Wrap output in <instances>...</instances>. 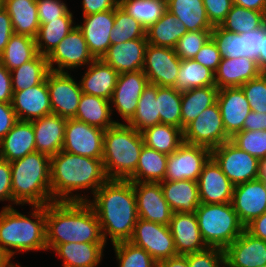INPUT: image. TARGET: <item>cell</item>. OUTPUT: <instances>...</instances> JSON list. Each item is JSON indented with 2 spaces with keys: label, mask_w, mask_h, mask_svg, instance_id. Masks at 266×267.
<instances>
[{
  "label": "cell",
  "mask_w": 266,
  "mask_h": 267,
  "mask_svg": "<svg viewBox=\"0 0 266 267\" xmlns=\"http://www.w3.org/2000/svg\"><path fill=\"white\" fill-rule=\"evenodd\" d=\"M94 209L104 242L129 241L138 220L132 181L108 179L87 201Z\"/></svg>",
  "instance_id": "1"
},
{
  "label": "cell",
  "mask_w": 266,
  "mask_h": 267,
  "mask_svg": "<svg viewBox=\"0 0 266 267\" xmlns=\"http://www.w3.org/2000/svg\"><path fill=\"white\" fill-rule=\"evenodd\" d=\"M107 180L102 159L75 155L64 150L51 157L53 201H88L89 196L76 191L87 189L94 195Z\"/></svg>",
  "instance_id": "2"
},
{
  "label": "cell",
  "mask_w": 266,
  "mask_h": 267,
  "mask_svg": "<svg viewBox=\"0 0 266 267\" xmlns=\"http://www.w3.org/2000/svg\"><path fill=\"white\" fill-rule=\"evenodd\" d=\"M105 243L98 217L87 201H54L46 205V244Z\"/></svg>",
  "instance_id": "3"
},
{
  "label": "cell",
  "mask_w": 266,
  "mask_h": 267,
  "mask_svg": "<svg viewBox=\"0 0 266 267\" xmlns=\"http://www.w3.org/2000/svg\"><path fill=\"white\" fill-rule=\"evenodd\" d=\"M31 210L32 219L14 207L0 211V247L11 259L21 252L47 251L46 205Z\"/></svg>",
  "instance_id": "4"
},
{
  "label": "cell",
  "mask_w": 266,
  "mask_h": 267,
  "mask_svg": "<svg viewBox=\"0 0 266 267\" xmlns=\"http://www.w3.org/2000/svg\"><path fill=\"white\" fill-rule=\"evenodd\" d=\"M14 205L43 206L54 202L51 195V157L38 151L10 162Z\"/></svg>",
  "instance_id": "5"
},
{
  "label": "cell",
  "mask_w": 266,
  "mask_h": 267,
  "mask_svg": "<svg viewBox=\"0 0 266 267\" xmlns=\"http://www.w3.org/2000/svg\"><path fill=\"white\" fill-rule=\"evenodd\" d=\"M143 145L142 133L126 123L106 129L102 161L107 178L128 180L136 171Z\"/></svg>",
  "instance_id": "6"
},
{
  "label": "cell",
  "mask_w": 266,
  "mask_h": 267,
  "mask_svg": "<svg viewBox=\"0 0 266 267\" xmlns=\"http://www.w3.org/2000/svg\"><path fill=\"white\" fill-rule=\"evenodd\" d=\"M195 215L202 239L209 248L225 250L245 230L232 203H200Z\"/></svg>",
  "instance_id": "7"
},
{
  "label": "cell",
  "mask_w": 266,
  "mask_h": 267,
  "mask_svg": "<svg viewBox=\"0 0 266 267\" xmlns=\"http://www.w3.org/2000/svg\"><path fill=\"white\" fill-rule=\"evenodd\" d=\"M211 157L234 185L257 179L259 159L241 150L230 140L211 149Z\"/></svg>",
  "instance_id": "8"
},
{
  "label": "cell",
  "mask_w": 266,
  "mask_h": 267,
  "mask_svg": "<svg viewBox=\"0 0 266 267\" xmlns=\"http://www.w3.org/2000/svg\"><path fill=\"white\" fill-rule=\"evenodd\" d=\"M183 140L191 145L213 149L230 140L226 134L218 103L206 108L183 129Z\"/></svg>",
  "instance_id": "9"
},
{
  "label": "cell",
  "mask_w": 266,
  "mask_h": 267,
  "mask_svg": "<svg viewBox=\"0 0 266 267\" xmlns=\"http://www.w3.org/2000/svg\"><path fill=\"white\" fill-rule=\"evenodd\" d=\"M180 64L181 59L175 53V49L148 43L142 70L149 84L175 87Z\"/></svg>",
  "instance_id": "10"
},
{
  "label": "cell",
  "mask_w": 266,
  "mask_h": 267,
  "mask_svg": "<svg viewBox=\"0 0 266 267\" xmlns=\"http://www.w3.org/2000/svg\"><path fill=\"white\" fill-rule=\"evenodd\" d=\"M129 241L145 249L157 263L177 255L172 234L166 225L138 218Z\"/></svg>",
  "instance_id": "11"
},
{
  "label": "cell",
  "mask_w": 266,
  "mask_h": 267,
  "mask_svg": "<svg viewBox=\"0 0 266 267\" xmlns=\"http://www.w3.org/2000/svg\"><path fill=\"white\" fill-rule=\"evenodd\" d=\"M210 157L211 149L184 142L175 152L168 155L164 180L197 181L203 166Z\"/></svg>",
  "instance_id": "12"
},
{
  "label": "cell",
  "mask_w": 266,
  "mask_h": 267,
  "mask_svg": "<svg viewBox=\"0 0 266 267\" xmlns=\"http://www.w3.org/2000/svg\"><path fill=\"white\" fill-rule=\"evenodd\" d=\"M94 60L77 25L47 56L49 70L55 72H68L85 65L87 67Z\"/></svg>",
  "instance_id": "13"
},
{
  "label": "cell",
  "mask_w": 266,
  "mask_h": 267,
  "mask_svg": "<svg viewBox=\"0 0 266 267\" xmlns=\"http://www.w3.org/2000/svg\"><path fill=\"white\" fill-rule=\"evenodd\" d=\"M104 131L75 118L67 119L62 150L75 155L102 159Z\"/></svg>",
  "instance_id": "14"
},
{
  "label": "cell",
  "mask_w": 266,
  "mask_h": 267,
  "mask_svg": "<svg viewBox=\"0 0 266 267\" xmlns=\"http://www.w3.org/2000/svg\"><path fill=\"white\" fill-rule=\"evenodd\" d=\"M74 80L68 72L50 70L47 74L52 113L65 119L75 118L83 94L80 83Z\"/></svg>",
  "instance_id": "15"
},
{
  "label": "cell",
  "mask_w": 266,
  "mask_h": 267,
  "mask_svg": "<svg viewBox=\"0 0 266 267\" xmlns=\"http://www.w3.org/2000/svg\"><path fill=\"white\" fill-rule=\"evenodd\" d=\"M136 195L138 217L168 226L173 214L164 194L160 182L132 181Z\"/></svg>",
  "instance_id": "16"
},
{
  "label": "cell",
  "mask_w": 266,
  "mask_h": 267,
  "mask_svg": "<svg viewBox=\"0 0 266 267\" xmlns=\"http://www.w3.org/2000/svg\"><path fill=\"white\" fill-rule=\"evenodd\" d=\"M148 84L143 70L118 74L110 104L126 123L134 116L138 100Z\"/></svg>",
  "instance_id": "17"
},
{
  "label": "cell",
  "mask_w": 266,
  "mask_h": 267,
  "mask_svg": "<svg viewBox=\"0 0 266 267\" xmlns=\"http://www.w3.org/2000/svg\"><path fill=\"white\" fill-rule=\"evenodd\" d=\"M231 203L240 222L246 226L266 212L265 182L257 178L235 185Z\"/></svg>",
  "instance_id": "18"
},
{
  "label": "cell",
  "mask_w": 266,
  "mask_h": 267,
  "mask_svg": "<svg viewBox=\"0 0 266 267\" xmlns=\"http://www.w3.org/2000/svg\"><path fill=\"white\" fill-rule=\"evenodd\" d=\"M200 202L204 204L231 203L234 184L210 157L197 180Z\"/></svg>",
  "instance_id": "19"
},
{
  "label": "cell",
  "mask_w": 266,
  "mask_h": 267,
  "mask_svg": "<svg viewBox=\"0 0 266 267\" xmlns=\"http://www.w3.org/2000/svg\"><path fill=\"white\" fill-rule=\"evenodd\" d=\"M82 31L87 47L94 59H101L111 45L110 35L114 27L115 9L83 16Z\"/></svg>",
  "instance_id": "20"
},
{
  "label": "cell",
  "mask_w": 266,
  "mask_h": 267,
  "mask_svg": "<svg viewBox=\"0 0 266 267\" xmlns=\"http://www.w3.org/2000/svg\"><path fill=\"white\" fill-rule=\"evenodd\" d=\"M168 226L177 255L197 253L208 248L202 239L195 213H173Z\"/></svg>",
  "instance_id": "21"
},
{
  "label": "cell",
  "mask_w": 266,
  "mask_h": 267,
  "mask_svg": "<svg viewBox=\"0 0 266 267\" xmlns=\"http://www.w3.org/2000/svg\"><path fill=\"white\" fill-rule=\"evenodd\" d=\"M12 108L18 120L33 121L52 113L49 89L46 79L27 90L13 92Z\"/></svg>",
  "instance_id": "22"
},
{
  "label": "cell",
  "mask_w": 266,
  "mask_h": 267,
  "mask_svg": "<svg viewBox=\"0 0 266 267\" xmlns=\"http://www.w3.org/2000/svg\"><path fill=\"white\" fill-rule=\"evenodd\" d=\"M217 103L226 134L231 138L237 132L243 131L244 120L251 108L241 87L219 89Z\"/></svg>",
  "instance_id": "23"
},
{
  "label": "cell",
  "mask_w": 266,
  "mask_h": 267,
  "mask_svg": "<svg viewBox=\"0 0 266 267\" xmlns=\"http://www.w3.org/2000/svg\"><path fill=\"white\" fill-rule=\"evenodd\" d=\"M224 253L226 267H258L266 264V241L244 230Z\"/></svg>",
  "instance_id": "24"
},
{
  "label": "cell",
  "mask_w": 266,
  "mask_h": 267,
  "mask_svg": "<svg viewBox=\"0 0 266 267\" xmlns=\"http://www.w3.org/2000/svg\"><path fill=\"white\" fill-rule=\"evenodd\" d=\"M147 45V38L112 44L101 59L118 74L142 70Z\"/></svg>",
  "instance_id": "25"
},
{
  "label": "cell",
  "mask_w": 266,
  "mask_h": 267,
  "mask_svg": "<svg viewBox=\"0 0 266 267\" xmlns=\"http://www.w3.org/2000/svg\"><path fill=\"white\" fill-rule=\"evenodd\" d=\"M67 119L51 113L32 122L36 151L49 157L62 150Z\"/></svg>",
  "instance_id": "26"
},
{
  "label": "cell",
  "mask_w": 266,
  "mask_h": 267,
  "mask_svg": "<svg viewBox=\"0 0 266 267\" xmlns=\"http://www.w3.org/2000/svg\"><path fill=\"white\" fill-rule=\"evenodd\" d=\"M262 71L257 62L249 58H222L215 72V86L218 89L241 87L244 83L258 77Z\"/></svg>",
  "instance_id": "27"
},
{
  "label": "cell",
  "mask_w": 266,
  "mask_h": 267,
  "mask_svg": "<svg viewBox=\"0 0 266 267\" xmlns=\"http://www.w3.org/2000/svg\"><path fill=\"white\" fill-rule=\"evenodd\" d=\"M86 69L79 81L82 92L110 101L118 73L102 59H95Z\"/></svg>",
  "instance_id": "28"
},
{
  "label": "cell",
  "mask_w": 266,
  "mask_h": 267,
  "mask_svg": "<svg viewBox=\"0 0 266 267\" xmlns=\"http://www.w3.org/2000/svg\"><path fill=\"white\" fill-rule=\"evenodd\" d=\"M36 151L32 122L18 121L0 140V154L3 160L13 162Z\"/></svg>",
  "instance_id": "29"
},
{
  "label": "cell",
  "mask_w": 266,
  "mask_h": 267,
  "mask_svg": "<svg viewBox=\"0 0 266 267\" xmlns=\"http://www.w3.org/2000/svg\"><path fill=\"white\" fill-rule=\"evenodd\" d=\"M106 243H63L53 250L62 259V267H97Z\"/></svg>",
  "instance_id": "30"
},
{
  "label": "cell",
  "mask_w": 266,
  "mask_h": 267,
  "mask_svg": "<svg viewBox=\"0 0 266 267\" xmlns=\"http://www.w3.org/2000/svg\"><path fill=\"white\" fill-rule=\"evenodd\" d=\"M164 198L173 213H195L200 205L197 181L193 180H164L160 182Z\"/></svg>",
  "instance_id": "31"
},
{
  "label": "cell",
  "mask_w": 266,
  "mask_h": 267,
  "mask_svg": "<svg viewBox=\"0 0 266 267\" xmlns=\"http://www.w3.org/2000/svg\"><path fill=\"white\" fill-rule=\"evenodd\" d=\"M2 7L11 18L14 34L35 39L40 27L36 0H3Z\"/></svg>",
  "instance_id": "32"
},
{
  "label": "cell",
  "mask_w": 266,
  "mask_h": 267,
  "mask_svg": "<svg viewBox=\"0 0 266 267\" xmlns=\"http://www.w3.org/2000/svg\"><path fill=\"white\" fill-rule=\"evenodd\" d=\"M114 111L110 101L104 98L83 93L77 108L75 119L106 130L119 121L111 118Z\"/></svg>",
  "instance_id": "33"
},
{
  "label": "cell",
  "mask_w": 266,
  "mask_h": 267,
  "mask_svg": "<svg viewBox=\"0 0 266 267\" xmlns=\"http://www.w3.org/2000/svg\"><path fill=\"white\" fill-rule=\"evenodd\" d=\"M75 26L71 11L58 20H48V23L40 24L35 37L38 53L47 57Z\"/></svg>",
  "instance_id": "34"
},
{
  "label": "cell",
  "mask_w": 266,
  "mask_h": 267,
  "mask_svg": "<svg viewBox=\"0 0 266 267\" xmlns=\"http://www.w3.org/2000/svg\"><path fill=\"white\" fill-rule=\"evenodd\" d=\"M166 8L188 31L212 30L203 0H166Z\"/></svg>",
  "instance_id": "35"
},
{
  "label": "cell",
  "mask_w": 266,
  "mask_h": 267,
  "mask_svg": "<svg viewBox=\"0 0 266 267\" xmlns=\"http://www.w3.org/2000/svg\"><path fill=\"white\" fill-rule=\"evenodd\" d=\"M187 32L184 23L166 10L163 16L146 30V38L149 44L174 49L178 40Z\"/></svg>",
  "instance_id": "36"
},
{
  "label": "cell",
  "mask_w": 266,
  "mask_h": 267,
  "mask_svg": "<svg viewBox=\"0 0 266 267\" xmlns=\"http://www.w3.org/2000/svg\"><path fill=\"white\" fill-rule=\"evenodd\" d=\"M218 88L207 86L192 88L182 92L181 129L195 120L206 108L217 102Z\"/></svg>",
  "instance_id": "37"
},
{
  "label": "cell",
  "mask_w": 266,
  "mask_h": 267,
  "mask_svg": "<svg viewBox=\"0 0 266 267\" xmlns=\"http://www.w3.org/2000/svg\"><path fill=\"white\" fill-rule=\"evenodd\" d=\"M167 161L168 155L144 144L139 155L136 171L128 180L136 182L164 181Z\"/></svg>",
  "instance_id": "38"
},
{
  "label": "cell",
  "mask_w": 266,
  "mask_h": 267,
  "mask_svg": "<svg viewBox=\"0 0 266 267\" xmlns=\"http://www.w3.org/2000/svg\"><path fill=\"white\" fill-rule=\"evenodd\" d=\"M144 144L158 152L170 155L183 143V130L173 125L157 124L142 132Z\"/></svg>",
  "instance_id": "39"
},
{
  "label": "cell",
  "mask_w": 266,
  "mask_h": 267,
  "mask_svg": "<svg viewBox=\"0 0 266 267\" xmlns=\"http://www.w3.org/2000/svg\"><path fill=\"white\" fill-rule=\"evenodd\" d=\"M35 39L26 35L13 34L5 50L0 54V63L8 71L20 67L38 55Z\"/></svg>",
  "instance_id": "40"
},
{
  "label": "cell",
  "mask_w": 266,
  "mask_h": 267,
  "mask_svg": "<svg viewBox=\"0 0 266 267\" xmlns=\"http://www.w3.org/2000/svg\"><path fill=\"white\" fill-rule=\"evenodd\" d=\"M47 57L38 54L34 59L11 71L13 92L41 84L49 72Z\"/></svg>",
  "instance_id": "41"
},
{
  "label": "cell",
  "mask_w": 266,
  "mask_h": 267,
  "mask_svg": "<svg viewBox=\"0 0 266 267\" xmlns=\"http://www.w3.org/2000/svg\"><path fill=\"white\" fill-rule=\"evenodd\" d=\"M156 95L157 85L148 84L138 100L134 116L126 124L140 133L146 128L161 124Z\"/></svg>",
  "instance_id": "42"
},
{
  "label": "cell",
  "mask_w": 266,
  "mask_h": 267,
  "mask_svg": "<svg viewBox=\"0 0 266 267\" xmlns=\"http://www.w3.org/2000/svg\"><path fill=\"white\" fill-rule=\"evenodd\" d=\"M207 86H215V73L193 59L181 60L175 88L183 92Z\"/></svg>",
  "instance_id": "43"
},
{
  "label": "cell",
  "mask_w": 266,
  "mask_h": 267,
  "mask_svg": "<svg viewBox=\"0 0 266 267\" xmlns=\"http://www.w3.org/2000/svg\"><path fill=\"white\" fill-rule=\"evenodd\" d=\"M119 5L146 30L167 10L166 0H119Z\"/></svg>",
  "instance_id": "44"
},
{
  "label": "cell",
  "mask_w": 266,
  "mask_h": 267,
  "mask_svg": "<svg viewBox=\"0 0 266 267\" xmlns=\"http://www.w3.org/2000/svg\"><path fill=\"white\" fill-rule=\"evenodd\" d=\"M265 23V13L233 4L225 21L220 25L223 29L237 34H245L261 27Z\"/></svg>",
  "instance_id": "45"
},
{
  "label": "cell",
  "mask_w": 266,
  "mask_h": 267,
  "mask_svg": "<svg viewBox=\"0 0 266 267\" xmlns=\"http://www.w3.org/2000/svg\"><path fill=\"white\" fill-rule=\"evenodd\" d=\"M156 100H158V113L161 124L181 128L182 92L175 87L157 86Z\"/></svg>",
  "instance_id": "46"
},
{
  "label": "cell",
  "mask_w": 266,
  "mask_h": 267,
  "mask_svg": "<svg viewBox=\"0 0 266 267\" xmlns=\"http://www.w3.org/2000/svg\"><path fill=\"white\" fill-rule=\"evenodd\" d=\"M140 38H146V29L118 5L115 8L114 27L110 35L111 45Z\"/></svg>",
  "instance_id": "47"
},
{
  "label": "cell",
  "mask_w": 266,
  "mask_h": 267,
  "mask_svg": "<svg viewBox=\"0 0 266 267\" xmlns=\"http://www.w3.org/2000/svg\"><path fill=\"white\" fill-rule=\"evenodd\" d=\"M118 267H158V263L142 247L130 241L114 243Z\"/></svg>",
  "instance_id": "48"
},
{
  "label": "cell",
  "mask_w": 266,
  "mask_h": 267,
  "mask_svg": "<svg viewBox=\"0 0 266 267\" xmlns=\"http://www.w3.org/2000/svg\"><path fill=\"white\" fill-rule=\"evenodd\" d=\"M230 141L259 160L266 157V130H243L234 134Z\"/></svg>",
  "instance_id": "49"
},
{
  "label": "cell",
  "mask_w": 266,
  "mask_h": 267,
  "mask_svg": "<svg viewBox=\"0 0 266 267\" xmlns=\"http://www.w3.org/2000/svg\"><path fill=\"white\" fill-rule=\"evenodd\" d=\"M212 30L188 31L177 42L175 53L181 60L193 59L210 39Z\"/></svg>",
  "instance_id": "50"
},
{
  "label": "cell",
  "mask_w": 266,
  "mask_h": 267,
  "mask_svg": "<svg viewBox=\"0 0 266 267\" xmlns=\"http://www.w3.org/2000/svg\"><path fill=\"white\" fill-rule=\"evenodd\" d=\"M211 38L222 58H241V34L227 31L221 26H215L211 31Z\"/></svg>",
  "instance_id": "51"
},
{
  "label": "cell",
  "mask_w": 266,
  "mask_h": 267,
  "mask_svg": "<svg viewBox=\"0 0 266 267\" xmlns=\"http://www.w3.org/2000/svg\"><path fill=\"white\" fill-rule=\"evenodd\" d=\"M251 111L266 113V74L249 80L241 86Z\"/></svg>",
  "instance_id": "52"
},
{
  "label": "cell",
  "mask_w": 266,
  "mask_h": 267,
  "mask_svg": "<svg viewBox=\"0 0 266 267\" xmlns=\"http://www.w3.org/2000/svg\"><path fill=\"white\" fill-rule=\"evenodd\" d=\"M189 267H226L224 250L207 248L204 251L186 255Z\"/></svg>",
  "instance_id": "53"
},
{
  "label": "cell",
  "mask_w": 266,
  "mask_h": 267,
  "mask_svg": "<svg viewBox=\"0 0 266 267\" xmlns=\"http://www.w3.org/2000/svg\"><path fill=\"white\" fill-rule=\"evenodd\" d=\"M266 34V23L248 33L241 34V58L257 61L262 52L263 37Z\"/></svg>",
  "instance_id": "54"
},
{
  "label": "cell",
  "mask_w": 266,
  "mask_h": 267,
  "mask_svg": "<svg viewBox=\"0 0 266 267\" xmlns=\"http://www.w3.org/2000/svg\"><path fill=\"white\" fill-rule=\"evenodd\" d=\"M36 4L40 24L48 23V20H58L70 11L62 0H36Z\"/></svg>",
  "instance_id": "55"
},
{
  "label": "cell",
  "mask_w": 266,
  "mask_h": 267,
  "mask_svg": "<svg viewBox=\"0 0 266 267\" xmlns=\"http://www.w3.org/2000/svg\"><path fill=\"white\" fill-rule=\"evenodd\" d=\"M208 20L213 27L220 26L233 6L232 0H203Z\"/></svg>",
  "instance_id": "56"
},
{
  "label": "cell",
  "mask_w": 266,
  "mask_h": 267,
  "mask_svg": "<svg viewBox=\"0 0 266 267\" xmlns=\"http://www.w3.org/2000/svg\"><path fill=\"white\" fill-rule=\"evenodd\" d=\"M221 59V54L211 37L193 58L194 61L208 67L214 73L217 71Z\"/></svg>",
  "instance_id": "57"
},
{
  "label": "cell",
  "mask_w": 266,
  "mask_h": 267,
  "mask_svg": "<svg viewBox=\"0 0 266 267\" xmlns=\"http://www.w3.org/2000/svg\"><path fill=\"white\" fill-rule=\"evenodd\" d=\"M0 201H11L2 208L13 207V196L11 189V164L9 161L0 160Z\"/></svg>",
  "instance_id": "58"
},
{
  "label": "cell",
  "mask_w": 266,
  "mask_h": 267,
  "mask_svg": "<svg viewBox=\"0 0 266 267\" xmlns=\"http://www.w3.org/2000/svg\"><path fill=\"white\" fill-rule=\"evenodd\" d=\"M18 121V117L12 108V104L0 102V140Z\"/></svg>",
  "instance_id": "59"
},
{
  "label": "cell",
  "mask_w": 266,
  "mask_h": 267,
  "mask_svg": "<svg viewBox=\"0 0 266 267\" xmlns=\"http://www.w3.org/2000/svg\"><path fill=\"white\" fill-rule=\"evenodd\" d=\"M82 16L115 9L119 0H82Z\"/></svg>",
  "instance_id": "60"
},
{
  "label": "cell",
  "mask_w": 266,
  "mask_h": 267,
  "mask_svg": "<svg viewBox=\"0 0 266 267\" xmlns=\"http://www.w3.org/2000/svg\"><path fill=\"white\" fill-rule=\"evenodd\" d=\"M14 34L11 18L8 12L0 8V54L5 50V47Z\"/></svg>",
  "instance_id": "61"
},
{
  "label": "cell",
  "mask_w": 266,
  "mask_h": 267,
  "mask_svg": "<svg viewBox=\"0 0 266 267\" xmlns=\"http://www.w3.org/2000/svg\"><path fill=\"white\" fill-rule=\"evenodd\" d=\"M12 95L11 71H8L4 65L0 63V102L11 103Z\"/></svg>",
  "instance_id": "62"
},
{
  "label": "cell",
  "mask_w": 266,
  "mask_h": 267,
  "mask_svg": "<svg viewBox=\"0 0 266 267\" xmlns=\"http://www.w3.org/2000/svg\"><path fill=\"white\" fill-rule=\"evenodd\" d=\"M243 130H266V113L250 111L244 120Z\"/></svg>",
  "instance_id": "63"
},
{
  "label": "cell",
  "mask_w": 266,
  "mask_h": 267,
  "mask_svg": "<svg viewBox=\"0 0 266 267\" xmlns=\"http://www.w3.org/2000/svg\"><path fill=\"white\" fill-rule=\"evenodd\" d=\"M245 230L252 236L266 241V212L247 224Z\"/></svg>",
  "instance_id": "64"
},
{
  "label": "cell",
  "mask_w": 266,
  "mask_h": 267,
  "mask_svg": "<svg viewBox=\"0 0 266 267\" xmlns=\"http://www.w3.org/2000/svg\"><path fill=\"white\" fill-rule=\"evenodd\" d=\"M233 4L246 9L266 13V0H232Z\"/></svg>",
  "instance_id": "65"
},
{
  "label": "cell",
  "mask_w": 266,
  "mask_h": 267,
  "mask_svg": "<svg viewBox=\"0 0 266 267\" xmlns=\"http://www.w3.org/2000/svg\"><path fill=\"white\" fill-rule=\"evenodd\" d=\"M158 267H189L186 255H176L158 263Z\"/></svg>",
  "instance_id": "66"
},
{
  "label": "cell",
  "mask_w": 266,
  "mask_h": 267,
  "mask_svg": "<svg viewBox=\"0 0 266 267\" xmlns=\"http://www.w3.org/2000/svg\"><path fill=\"white\" fill-rule=\"evenodd\" d=\"M257 65L262 72L266 71V34L263 37L262 52L257 59Z\"/></svg>",
  "instance_id": "67"
},
{
  "label": "cell",
  "mask_w": 266,
  "mask_h": 267,
  "mask_svg": "<svg viewBox=\"0 0 266 267\" xmlns=\"http://www.w3.org/2000/svg\"><path fill=\"white\" fill-rule=\"evenodd\" d=\"M259 180L266 182V157L259 160L258 176Z\"/></svg>",
  "instance_id": "68"
},
{
  "label": "cell",
  "mask_w": 266,
  "mask_h": 267,
  "mask_svg": "<svg viewBox=\"0 0 266 267\" xmlns=\"http://www.w3.org/2000/svg\"><path fill=\"white\" fill-rule=\"evenodd\" d=\"M12 261L7 253L0 247V267H11Z\"/></svg>",
  "instance_id": "69"
},
{
  "label": "cell",
  "mask_w": 266,
  "mask_h": 267,
  "mask_svg": "<svg viewBox=\"0 0 266 267\" xmlns=\"http://www.w3.org/2000/svg\"><path fill=\"white\" fill-rule=\"evenodd\" d=\"M11 267H23V266H21L19 263L16 265V263L14 264V263H12L11 264Z\"/></svg>",
  "instance_id": "70"
},
{
  "label": "cell",
  "mask_w": 266,
  "mask_h": 267,
  "mask_svg": "<svg viewBox=\"0 0 266 267\" xmlns=\"http://www.w3.org/2000/svg\"><path fill=\"white\" fill-rule=\"evenodd\" d=\"M3 6V0H0V8Z\"/></svg>",
  "instance_id": "71"
}]
</instances>
